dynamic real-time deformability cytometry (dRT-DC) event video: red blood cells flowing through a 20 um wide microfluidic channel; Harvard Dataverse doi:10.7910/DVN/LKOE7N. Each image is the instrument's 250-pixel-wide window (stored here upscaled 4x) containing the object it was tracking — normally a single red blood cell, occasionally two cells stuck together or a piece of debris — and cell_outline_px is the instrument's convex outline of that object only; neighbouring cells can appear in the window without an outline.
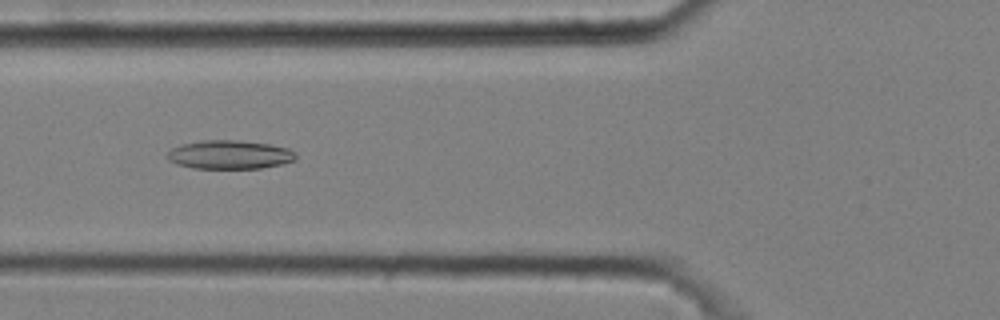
{"species": "common noctule bat (a hibernating species)", "species_latin": "Nyctalus noctula", "temperature_condition": "cold", "stored_images_in_passage": 46, "camera_frame_rate_fps": 3000, "um_per_image_px": 0.085, "animal": {"sex": "male", "body_mass_g": 20.4}, "frame": {"image": 1, "passage_image": 15, "time_ms": 4.667, "image_size_px": [1000, 320], "cell_outline_px": [[296, 160], [280, 164], [260, 168], [192, 168], [176, 164], [168, 160], [168, 152], [172, 148], [180, 144], [200, 140], [240, 140], [272, 144], [288, 148], [296, 152]], "centroid_in_image_um": [19.52, 13.13], "position_along_channel_um": 106.3, "area_um2": 21.68}}
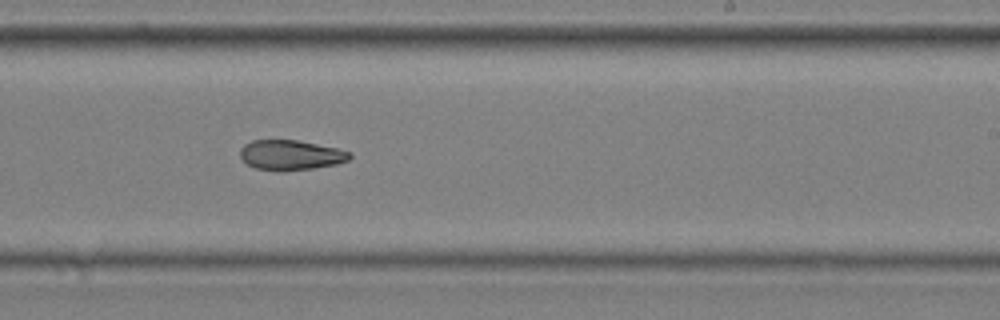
{"frame": {"image": 2, "passage_image": 28, "time_ms": 9.0, "image_size_px": [1000, 320], "cell_outline_px": [[352, 156], [348, 160], [336, 164], [312, 168], [284, 172], [276, 172], [256, 168], [248, 164], [240, 156], [240, 148], [244, 144], [252, 140], [300, 140], [336, 148], [352, 152]], "centroid_in_image_um": [24.7, 13.18], "position_along_channel_um": 264.3, "area_um2": 19.36}}
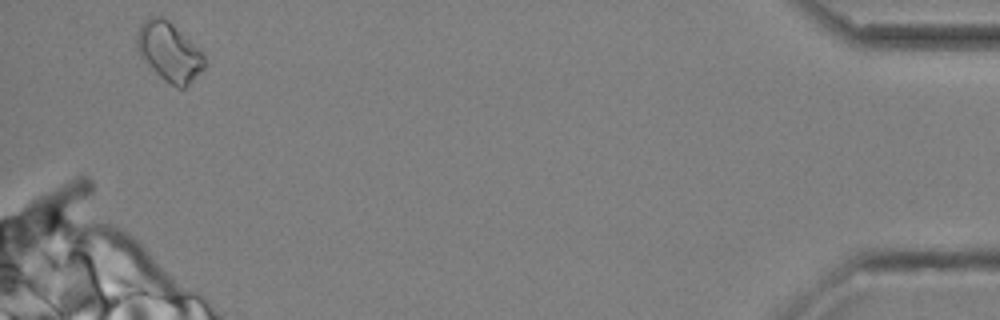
{"frame": {"image": 3, "passage_image": 46, "time_ms": 15.0, "image_size_px": [1000, 320], "cell_outline_px": [[208, 64], [184, 88], [176, 88], [164, 80], [140, 56], [136, 48], [136, 36], [140, 24], [148, 16], [160, 16], [168, 20], [204, 56]], "centroid_in_image_um": [14.34, 4.4], "position_along_channel_um": 420.9, "area_um2": 22.77}}